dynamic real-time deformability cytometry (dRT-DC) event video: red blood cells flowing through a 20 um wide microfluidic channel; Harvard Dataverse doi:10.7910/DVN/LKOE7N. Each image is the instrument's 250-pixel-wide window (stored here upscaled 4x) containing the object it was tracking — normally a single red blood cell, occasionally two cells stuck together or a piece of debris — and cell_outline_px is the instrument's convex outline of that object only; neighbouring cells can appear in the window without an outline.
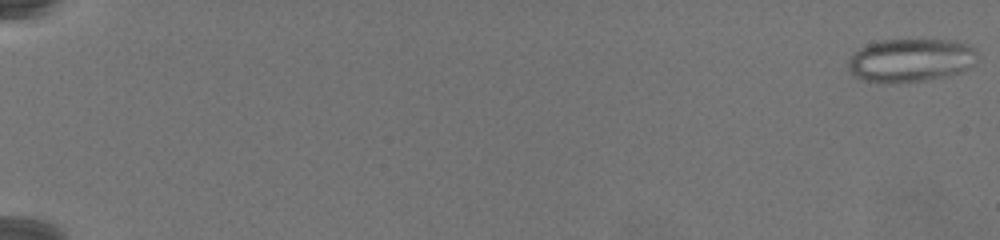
{"species": "common noctule bat (a hibernating species)", "species_latin": "Nyctalus noctula", "temperature_condition": "warm", "stored_images_in_passage": 79, "camera_frame_rate_fps": 3000, "um_per_image_px": 0.085, "animal": {"sex": "female", "body_mass_g": 19.5, "forearm_length_mm": 54.1}, "frame": {"image": 1, "passage_image": 1, "time_ms": 0.0, "image_size_px": [1000, 240], "cell_outline_px": [[976, 60], [968, 68], [960, 72], [948, 76], [924, 80], [892, 84], [860, 80], [852, 76], [848, 68], [848, 60], [860, 48], [868, 44], [880, 40], [952, 40], [968, 44], [976, 48]], "centroid_in_image_um": [77.38, 5.14], "position_along_channel_um": 7.6, "area_um2": 32.89}}
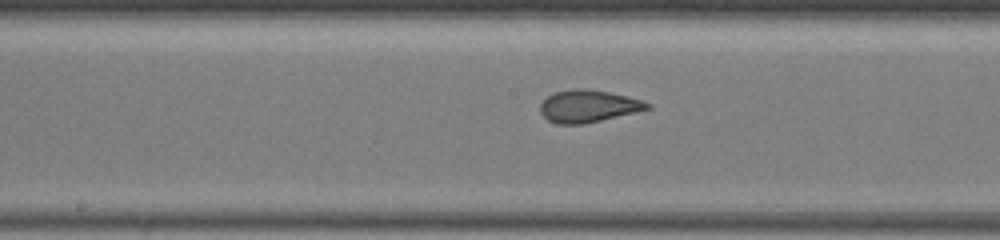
{"frame": {"image": 2, "passage_image": 45, "time_ms": 14.667, "image_size_px": [1000, 240], "cell_outline_px": [[652, 108], [636, 112], [584, 124], [556, 124], [548, 120], [540, 112], [540, 104], [548, 96], [556, 92], [576, 88], [584, 88], [608, 92], [628, 96], [652, 104]], "centroid_in_image_um": [50.01, 9.03], "position_along_channel_um": 198.2, "area_um2": 20.06}}
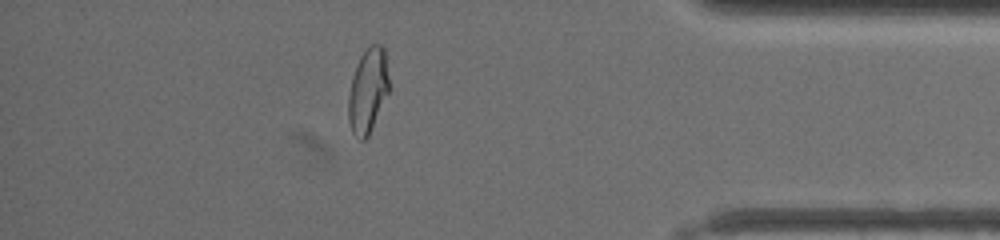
{"frame": {"image": 3, "passage_image": 70, "time_ms": 23.0, "image_size_px": [1000, 240], "cell_outline_px": [[388, 92], [372, 128], [368, 136], [364, 140], [360, 140], [352, 132], [348, 120], [348, 96], [352, 76], [356, 64], [360, 56], [368, 44], [380, 44], [384, 48], [388, 76]], "centroid_in_image_um": [31.24, 7.68], "position_along_channel_um": 404.0, "area_um2": 20.0}}